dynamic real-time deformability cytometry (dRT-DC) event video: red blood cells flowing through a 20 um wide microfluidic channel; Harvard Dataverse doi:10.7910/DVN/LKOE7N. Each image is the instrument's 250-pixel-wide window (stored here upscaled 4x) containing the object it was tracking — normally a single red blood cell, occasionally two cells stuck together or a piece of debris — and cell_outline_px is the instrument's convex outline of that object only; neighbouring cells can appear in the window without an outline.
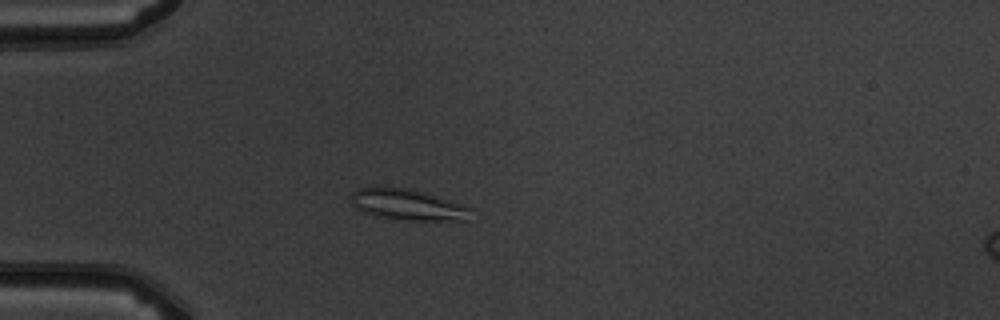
{"species": "common noctule bat (a hibernating species)", "species_latin": "Nyctalus noctula", "temperature_condition": "warm", "stored_images_in_passage": 3, "camera_frame_rate_fps": 3000, "um_per_image_px": 0.085, "animal": {"sex": "male", "body_mass_g": 19.5, "forearm_length_mm": 54.6}, "frame": {"image": 1, "passage_image": 2, "time_ms": 1.0, "image_size_px": [1000, 320], "cell_outline_px": [[472, 208], [468, 220], [408, 220], [376, 216], [364, 212], [356, 208], [352, 200], [352, 192], [356, 188], [380, 184], [408, 188], [424, 192]], "centroid_in_image_um": [34.58, 17.35], "position_along_channel_um": 50.4, "area_um2": 21.85}}